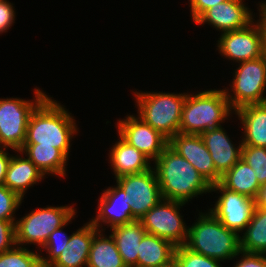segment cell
Wrapping results in <instances>:
<instances>
[{
    "label": "cell",
    "mask_w": 266,
    "mask_h": 267,
    "mask_svg": "<svg viewBox=\"0 0 266 267\" xmlns=\"http://www.w3.org/2000/svg\"><path fill=\"white\" fill-rule=\"evenodd\" d=\"M65 109L47 96L31 113L23 146H52L68 157L71 139L78 128Z\"/></svg>",
    "instance_id": "6da1fadb"
},
{
    "label": "cell",
    "mask_w": 266,
    "mask_h": 267,
    "mask_svg": "<svg viewBox=\"0 0 266 267\" xmlns=\"http://www.w3.org/2000/svg\"><path fill=\"white\" fill-rule=\"evenodd\" d=\"M242 257L233 267H266V254L240 251Z\"/></svg>",
    "instance_id": "e575fe53"
},
{
    "label": "cell",
    "mask_w": 266,
    "mask_h": 267,
    "mask_svg": "<svg viewBox=\"0 0 266 267\" xmlns=\"http://www.w3.org/2000/svg\"><path fill=\"white\" fill-rule=\"evenodd\" d=\"M18 152L25 153L44 175L65 177L68 157L61 150L52 146H22Z\"/></svg>",
    "instance_id": "d4e9b609"
},
{
    "label": "cell",
    "mask_w": 266,
    "mask_h": 267,
    "mask_svg": "<svg viewBox=\"0 0 266 267\" xmlns=\"http://www.w3.org/2000/svg\"><path fill=\"white\" fill-rule=\"evenodd\" d=\"M234 72L230 91L233 93L229 94V89H224L234 111L245 105L266 103L263 95L266 89V53L257 59L239 62Z\"/></svg>",
    "instance_id": "ba28073f"
},
{
    "label": "cell",
    "mask_w": 266,
    "mask_h": 267,
    "mask_svg": "<svg viewBox=\"0 0 266 267\" xmlns=\"http://www.w3.org/2000/svg\"><path fill=\"white\" fill-rule=\"evenodd\" d=\"M119 141L109 151V159L115 178L151 169V160L141 151L128 144L119 136Z\"/></svg>",
    "instance_id": "ffe728a7"
},
{
    "label": "cell",
    "mask_w": 266,
    "mask_h": 267,
    "mask_svg": "<svg viewBox=\"0 0 266 267\" xmlns=\"http://www.w3.org/2000/svg\"><path fill=\"white\" fill-rule=\"evenodd\" d=\"M249 9L243 0H227L206 10L195 23L199 25L209 23L222 33L239 30L254 21Z\"/></svg>",
    "instance_id": "2e32d148"
},
{
    "label": "cell",
    "mask_w": 266,
    "mask_h": 267,
    "mask_svg": "<svg viewBox=\"0 0 266 267\" xmlns=\"http://www.w3.org/2000/svg\"><path fill=\"white\" fill-rule=\"evenodd\" d=\"M232 111L223 89L205 90L195 95L187 93L182 107L180 133L201 134L218 129Z\"/></svg>",
    "instance_id": "277c9868"
},
{
    "label": "cell",
    "mask_w": 266,
    "mask_h": 267,
    "mask_svg": "<svg viewBox=\"0 0 266 267\" xmlns=\"http://www.w3.org/2000/svg\"><path fill=\"white\" fill-rule=\"evenodd\" d=\"M12 155H8L6 148L0 147V185H4L9 162Z\"/></svg>",
    "instance_id": "8d00e7d4"
},
{
    "label": "cell",
    "mask_w": 266,
    "mask_h": 267,
    "mask_svg": "<svg viewBox=\"0 0 266 267\" xmlns=\"http://www.w3.org/2000/svg\"><path fill=\"white\" fill-rule=\"evenodd\" d=\"M16 245L15 224L0 219V253L6 252Z\"/></svg>",
    "instance_id": "d6a6232c"
},
{
    "label": "cell",
    "mask_w": 266,
    "mask_h": 267,
    "mask_svg": "<svg viewBox=\"0 0 266 267\" xmlns=\"http://www.w3.org/2000/svg\"><path fill=\"white\" fill-rule=\"evenodd\" d=\"M255 23L252 21L245 28L221 33L217 41L219 53L238 63L263 56L266 52L262 33L258 23Z\"/></svg>",
    "instance_id": "7c38bea8"
},
{
    "label": "cell",
    "mask_w": 266,
    "mask_h": 267,
    "mask_svg": "<svg viewBox=\"0 0 266 267\" xmlns=\"http://www.w3.org/2000/svg\"><path fill=\"white\" fill-rule=\"evenodd\" d=\"M190 1V12L193 21L195 22L206 10L211 7L225 2L227 0H189Z\"/></svg>",
    "instance_id": "d590c367"
},
{
    "label": "cell",
    "mask_w": 266,
    "mask_h": 267,
    "mask_svg": "<svg viewBox=\"0 0 266 267\" xmlns=\"http://www.w3.org/2000/svg\"><path fill=\"white\" fill-rule=\"evenodd\" d=\"M234 112L244 128L242 146L266 147V103L245 105Z\"/></svg>",
    "instance_id": "d6986e66"
},
{
    "label": "cell",
    "mask_w": 266,
    "mask_h": 267,
    "mask_svg": "<svg viewBox=\"0 0 266 267\" xmlns=\"http://www.w3.org/2000/svg\"><path fill=\"white\" fill-rule=\"evenodd\" d=\"M71 220L72 218L63 227L56 229L49 235L45 245L42 247L46 250L49 256L47 258L41 256V266L49 267L61 254L63 247L69 242L71 235L67 236L62 228L68 225Z\"/></svg>",
    "instance_id": "4dcf8cb0"
},
{
    "label": "cell",
    "mask_w": 266,
    "mask_h": 267,
    "mask_svg": "<svg viewBox=\"0 0 266 267\" xmlns=\"http://www.w3.org/2000/svg\"><path fill=\"white\" fill-rule=\"evenodd\" d=\"M0 267H41V255L16 245L0 253Z\"/></svg>",
    "instance_id": "83f0119b"
},
{
    "label": "cell",
    "mask_w": 266,
    "mask_h": 267,
    "mask_svg": "<svg viewBox=\"0 0 266 267\" xmlns=\"http://www.w3.org/2000/svg\"><path fill=\"white\" fill-rule=\"evenodd\" d=\"M99 230L92 241L87 267H126L110 234L107 238Z\"/></svg>",
    "instance_id": "484cf974"
},
{
    "label": "cell",
    "mask_w": 266,
    "mask_h": 267,
    "mask_svg": "<svg viewBox=\"0 0 266 267\" xmlns=\"http://www.w3.org/2000/svg\"><path fill=\"white\" fill-rule=\"evenodd\" d=\"M240 236V250L247 253L266 254V209L255 206L251 221Z\"/></svg>",
    "instance_id": "4316f807"
},
{
    "label": "cell",
    "mask_w": 266,
    "mask_h": 267,
    "mask_svg": "<svg viewBox=\"0 0 266 267\" xmlns=\"http://www.w3.org/2000/svg\"><path fill=\"white\" fill-rule=\"evenodd\" d=\"M225 131L220 126L200 134L213 159L214 167L221 176L241 159L242 149V143L236 148Z\"/></svg>",
    "instance_id": "e0dca14e"
},
{
    "label": "cell",
    "mask_w": 266,
    "mask_h": 267,
    "mask_svg": "<svg viewBox=\"0 0 266 267\" xmlns=\"http://www.w3.org/2000/svg\"><path fill=\"white\" fill-rule=\"evenodd\" d=\"M186 203L175 200L161 199L141 219L146 232L166 239L176 247L186 243L188 229L180 208Z\"/></svg>",
    "instance_id": "9c48e42d"
},
{
    "label": "cell",
    "mask_w": 266,
    "mask_h": 267,
    "mask_svg": "<svg viewBox=\"0 0 266 267\" xmlns=\"http://www.w3.org/2000/svg\"><path fill=\"white\" fill-rule=\"evenodd\" d=\"M116 183L132 199L131 208L134 220H140L162 199L153 167L144 172L119 176L116 178Z\"/></svg>",
    "instance_id": "8fae6325"
},
{
    "label": "cell",
    "mask_w": 266,
    "mask_h": 267,
    "mask_svg": "<svg viewBox=\"0 0 266 267\" xmlns=\"http://www.w3.org/2000/svg\"><path fill=\"white\" fill-rule=\"evenodd\" d=\"M221 261L192 252L184 245L177 246L174 263L177 267H221Z\"/></svg>",
    "instance_id": "f546056e"
},
{
    "label": "cell",
    "mask_w": 266,
    "mask_h": 267,
    "mask_svg": "<svg viewBox=\"0 0 266 267\" xmlns=\"http://www.w3.org/2000/svg\"><path fill=\"white\" fill-rule=\"evenodd\" d=\"M219 183L224 188L251 199L257 198L261 187L254 170L242 159L221 176Z\"/></svg>",
    "instance_id": "cb8c5ba5"
},
{
    "label": "cell",
    "mask_w": 266,
    "mask_h": 267,
    "mask_svg": "<svg viewBox=\"0 0 266 267\" xmlns=\"http://www.w3.org/2000/svg\"><path fill=\"white\" fill-rule=\"evenodd\" d=\"M74 209L66 205L32 210L16 220V245L23 247V244H37L43 247L53 231L63 227L71 218L74 219Z\"/></svg>",
    "instance_id": "52a82bcc"
},
{
    "label": "cell",
    "mask_w": 266,
    "mask_h": 267,
    "mask_svg": "<svg viewBox=\"0 0 266 267\" xmlns=\"http://www.w3.org/2000/svg\"><path fill=\"white\" fill-rule=\"evenodd\" d=\"M164 267H177L176 264L174 263V261L172 263H170L169 265L167 266H164Z\"/></svg>",
    "instance_id": "ab89813d"
},
{
    "label": "cell",
    "mask_w": 266,
    "mask_h": 267,
    "mask_svg": "<svg viewBox=\"0 0 266 267\" xmlns=\"http://www.w3.org/2000/svg\"><path fill=\"white\" fill-rule=\"evenodd\" d=\"M13 4L7 0H2L0 2V34L7 32L9 27L15 21V11Z\"/></svg>",
    "instance_id": "836d02e7"
},
{
    "label": "cell",
    "mask_w": 266,
    "mask_h": 267,
    "mask_svg": "<svg viewBox=\"0 0 266 267\" xmlns=\"http://www.w3.org/2000/svg\"><path fill=\"white\" fill-rule=\"evenodd\" d=\"M116 127L124 141L151 161H155L168 146V139L139 116L127 115L126 119L118 120Z\"/></svg>",
    "instance_id": "4fadbf2b"
},
{
    "label": "cell",
    "mask_w": 266,
    "mask_h": 267,
    "mask_svg": "<svg viewBox=\"0 0 266 267\" xmlns=\"http://www.w3.org/2000/svg\"><path fill=\"white\" fill-rule=\"evenodd\" d=\"M168 146L188 160L210 185L220 182L221 175L200 134L177 133L168 140Z\"/></svg>",
    "instance_id": "5bb4252c"
},
{
    "label": "cell",
    "mask_w": 266,
    "mask_h": 267,
    "mask_svg": "<svg viewBox=\"0 0 266 267\" xmlns=\"http://www.w3.org/2000/svg\"><path fill=\"white\" fill-rule=\"evenodd\" d=\"M22 198L7 186L0 185V219L16 223L14 214L21 205Z\"/></svg>",
    "instance_id": "1f68e13d"
},
{
    "label": "cell",
    "mask_w": 266,
    "mask_h": 267,
    "mask_svg": "<svg viewBox=\"0 0 266 267\" xmlns=\"http://www.w3.org/2000/svg\"><path fill=\"white\" fill-rule=\"evenodd\" d=\"M221 196L213 208L208 209L226 228L239 233L246 229L255 208V199L224 188L220 183L211 185V192Z\"/></svg>",
    "instance_id": "30bf717a"
},
{
    "label": "cell",
    "mask_w": 266,
    "mask_h": 267,
    "mask_svg": "<svg viewBox=\"0 0 266 267\" xmlns=\"http://www.w3.org/2000/svg\"><path fill=\"white\" fill-rule=\"evenodd\" d=\"M98 201V214L90 221L98 229L103 227L101 222L114 228L134 221L132 199L118 184L116 187H108Z\"/></svg>",
    "instance_id": "9a60e30c"
},
{
    "label": "cell",
    "mask_w": 266,
    "mask_h": 267,
    "mask_svg": "<svg viewBox=\"0 0 266 267\" xmlns=\"http://www.w3.org/2000/svg\"><path fill=\"white\" fill-rule=\"evenodd\" d=\"M196 221L188 229L186 248L221 262L240 255V235L222 225L210 211L201 212Z\"/></svg>",
    "instance_id": "3957f363"
},
{
    "label": "cell",
    "mask_w": 266,
    "mask_h": 267,
    "mask_svg": "<svg viewBox=\"0 0 266 267\" xmlns=\"http://www.w3.org/2000/svg\"><path fill=\"white\" fill-rule=\"evenodd\" d=\"M34 99H0V147L20 151L25 139L29 118L34 109L48 96L35 88Z\"/></svg>",
    "instance_id": "8992f818"
},
{
    "label": "cell",
    "mask_w": 266,
    "mask_h": 267,
    "mask_svg": "<svg viewBox=\"0 0 266 267\" xmlns=\"http://www.w3.org/2000/svg\"><path fill=\"white\" fill-rule=\"evenodd\" d=\"M241 159L244 160L254 170L259 184H265L266 147L242 146Z\"/></svg>",
    "instance_id": "f1b7e54d"
},
{
    "label": "cell",
    "mask_w": 266,
    "mask_h": 267,
    "mask_svg": "<svg viewBox=\"0 0 266 267\" xmlns=\"http://www.w3.org/2000/svg\"><path fill=\"white\" fill-rule=\"evenodd\" d=\"M112 237L126 267H137L140 242L147 233L140 220L111 228Z\"/></svg>",
    "instance_id": "7402d4cb"
},
{
    "label": "cell",
    "mask_w": 266,
    "mask_h": 267,
    "mask_svg": "<svg viewBox=\"0 0 266 267\" xmlns=\"http://www.w3.org/2000/svg\"><path fill=\"white\" fill-rule=\"evenodd\" d=\"M44 176L28 157L15 155L9 162L4 185L23 199L27 189L41 181Z\"/></svg>",
    "instance_id": "44dd1931"
},
{
    "label": "cell",
    "mask_w": 266,
    "mask_h": 267,
    "mask_svg": "<svg viewBox=\"0 0 266 267\" xmlns=\"http://www.w3.org/2000/svg\"><path fill=\"white\" fill-rule=\"evenodd\" d=\"M99 230L88 222L73 232L61 254L49 267H86L93 238Z\"/></svg>",
    "instance_id": "ac0fdd59"
},
{
    "label": "cell",
    "mask_w": 266,
    "mask_h": 267,
    "mask_svg": "<svg viewBox=\"0 0 266 267\" xmlns=\"http://www.w3.org/2000/svg\"><path fill=\"white\" fill-rule=\"evenodd\" d=\"M176 246L163 238L146 233L140 242L137 267H164L174 261Z\"/></svg>",
    "instance_id": "603a6c76"
},
{
    "label": "cell",
    "mask_w": 266,
    "mask_h": 267,
    "mask_svg": "<svg viewBox=\"0 0 266 267\" xmlns=\"http://www.w3.org/2000/svg\"><path fill=\"white\" fill-rule=\"evenodd\" d=\"M255 205L257 208L266 209V183L261 185Z\"/></svg>",
    "instance_id": "f35d334b"
},
{
    "label": "cell",
    "mask_w": 266,
    "mask_h": 267,
    "mask_svg": "<svg viewBox=\"0 0 266 267\" xmlns=\"http://www.w3.org/2000/svg\"><path fill=\"white\" fill-rule=\"evenodd\" d=\"M259 18L258 21H256L261 29L262 33V40H263V46L264 50L266 52V2L261 3L259 5Z\"/></svg>",
    "instance_id": "74e56055"
},
{
    "label": "cell",
    "mask_w": 266,
    "mask_h": 267,
    "mask_svg": "<svg viewBox=\"0 0 266 267\" xmlns=\"http://www.w3.org/2000/svg\"><path fill=\"white\" fill-rule=\"evenodd\" d=\"M154 163L162 199L187 203L197 195L211 192V185L206 179L169 146Z\"/></svg>",
    "instance_id": "7a4b0ae2"
},
{
    "label": "cell",
    "mask_w": 266,
    "mask_h": 267,
    "mask_svg": "<svg viewBox=\"0 0 266 267\" xmlns=\"http://www.w3.org/2000/svg\"><path fill=\"white\" fill-rule=\"evenodd\" d=\"M138 116L168 140L180 133L183 103L187 93L134 92Z\"/></svg>",
    "instance_id": "5b68a950"
}]
</instances>
